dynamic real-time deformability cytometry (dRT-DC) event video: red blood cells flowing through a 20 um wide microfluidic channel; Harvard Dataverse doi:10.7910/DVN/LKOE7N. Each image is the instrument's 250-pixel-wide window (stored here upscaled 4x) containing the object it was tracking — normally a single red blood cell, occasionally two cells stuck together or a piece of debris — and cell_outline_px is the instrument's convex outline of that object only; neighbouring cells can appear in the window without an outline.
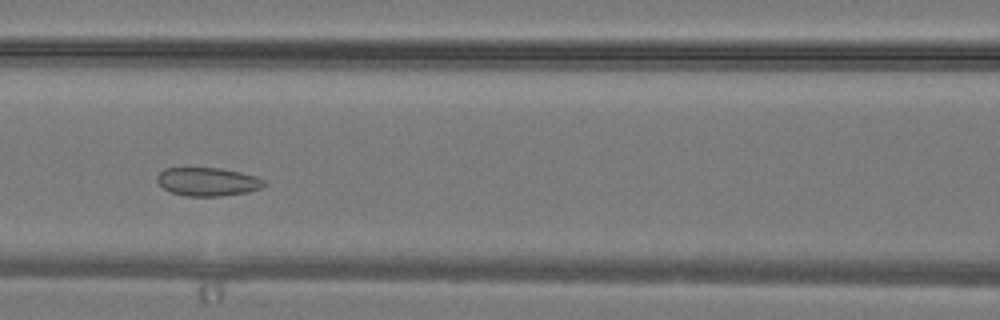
{"species": "common noctule bat (a hibernating species)", "species_latin": "Nyctalus noctula", "temperature_condition": "warm", "stored_images_in_passage": 32, "camera_frame_rate_fps": 3000, "um_per_image_px": 0.085, "animal": {"sex": "male", "body_mass_g": 19.2, "forearm_length_mm": 51.8}, "frame": {"image": 1, "passage_image": 12, "time_ms": 3.667, "image_size_px": [1000, 320], "cell_outline_px": [[268, 184], [260, 188], [248, 192], [220, 196], [184, 196], [172, 192], [164, 188], [156, 180], [156, 176], [164, 168], [220, 168], [240, 172], [256, 176], [264, 180]], "centroid_in_image_um": [17.66, 15.44], "position_along_channel_um": 148.9, "area_um2": 17.74}}
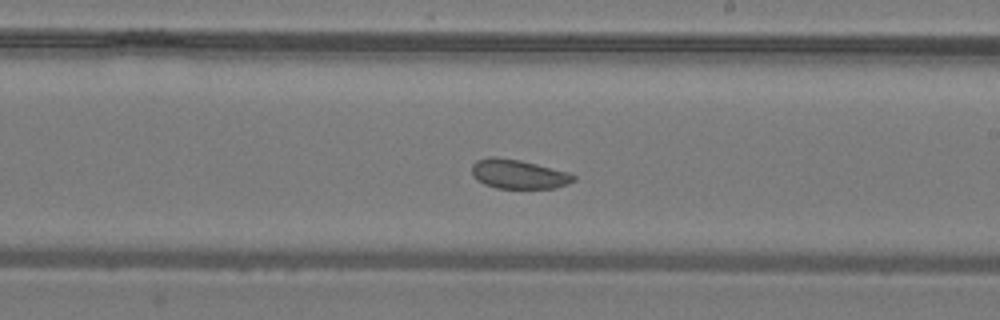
{"frame": {"image": 2, "passage_image": 17, "time_ms": 5.333, "image_size_px": [1000, 320], "cell_outline_px": [[576, 180], [568, 184], [556, 188], [496, 188], [484, 184], [476, 180], [472, 176], [472, 164], [476, 160], [488, 156], [492, 156], [520, 160], [568, 172], [576, 176]], "centroid_in_image_um": [44.04, 14.8], "position_along_channel_um": 245.0, "area_um2": 17.46}}
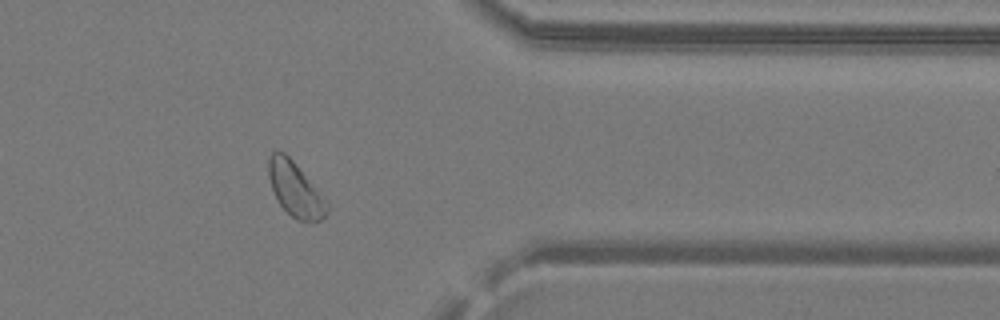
{"frame": {"image": 3, "passage_image": 25, "time_ms": 8.0, "image_size_px": [1000, 320], "cell_outline_px": [[328, 212], [320, 220], [296, 220], [280, 204], [272, 188], [268, 176], [268, 156], [276, 148], [284, 152], [292, 160], [328, 204]], "centroid_in_image_um": [25.04, 16.05], "position_along_channel_um": 386.4, "area_um2": 17.92}}